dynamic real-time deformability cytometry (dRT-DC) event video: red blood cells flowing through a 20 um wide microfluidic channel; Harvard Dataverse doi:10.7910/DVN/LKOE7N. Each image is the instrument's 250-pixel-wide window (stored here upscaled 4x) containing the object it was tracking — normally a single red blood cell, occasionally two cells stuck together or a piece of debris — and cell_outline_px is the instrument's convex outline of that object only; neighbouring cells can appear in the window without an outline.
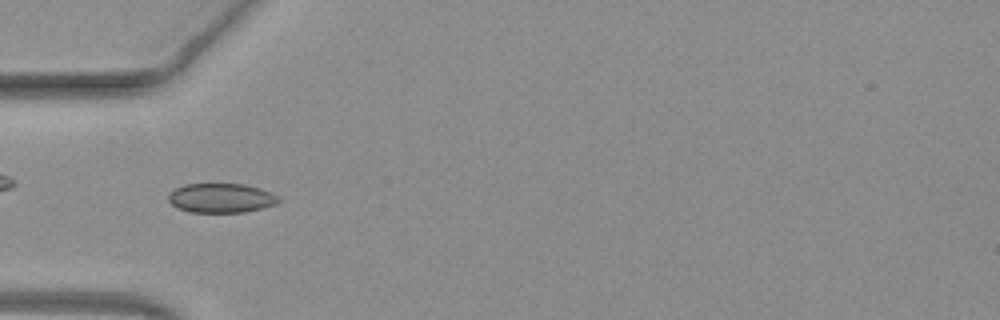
{"species": "common noctule bat (a hibernating species)", "species_latin": "Nyctalus noctula", "temperature_condition": "warm", "stored_images_in_passage": 50, "camera_frame_rate_fps": 3000, "um_per_image_px": 0.085, "animal": {"sex": "female", "body_mass_g": 19.3, "forearm_length_mm": 54.1}, "frame": {"image": 1, "passage_image": 16, "time_ms": 5.0, "image_size_px": [1000, 320], "cell_outline_px": [[280, 200], [276, 204], [244, 212], [188, 212], [176, 208], [168, 200], [168, 192], [184, 184], [244, 184], [260, 188], [272, 192], [280, 196]], "centroid_in_image_um": [18.78, 16.83], "position_along_channel_um": 66.2, "area_um2": 19.02}}
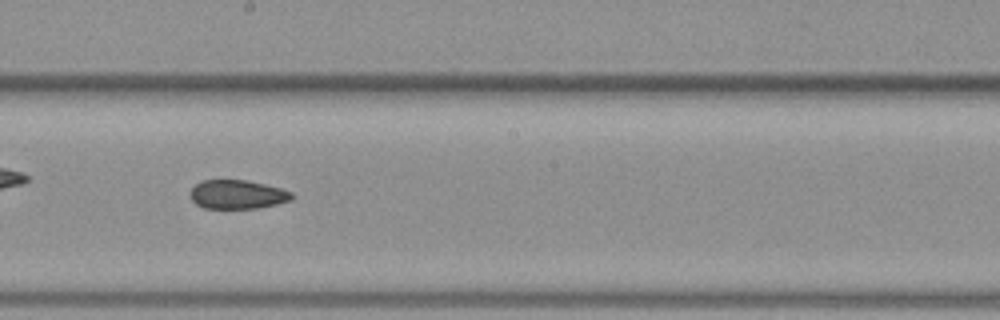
{"frame": {"image": 2, "passage_image": 28, "time_ms": 9.0, "image_size_px": [1000, 320], "cell_outline_px": [[292, 200], [260, 208], [204, 208], [196, 204], [192, 200], [192, 188], [196, 184], [204, 180], [244, 180], [264, 184], [280, 188], [292, 192]], "centroid_in_image_um": [20.2, 16.53], "position_along_channel_um": 228.0, "area_um2": 16.88}}
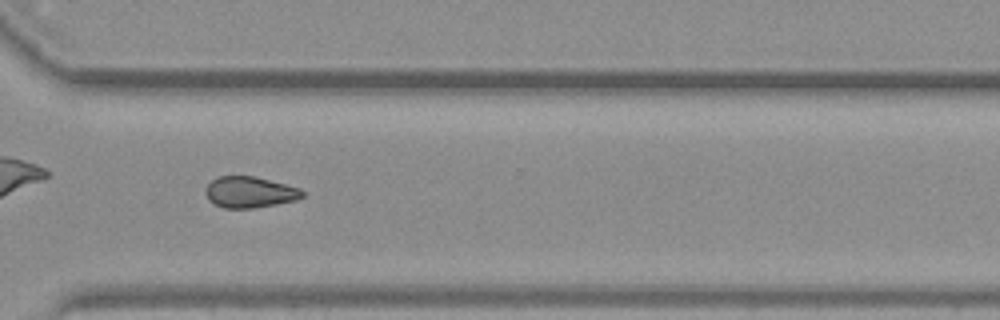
{"frame": {"image": 3, "passage_image": 37, "time_ms": 12.0, "image_size_px": [1000, 320], "cell_outline_px": [[304, 196], [296, 200], [276, 204], [252, 208], [224, 208], [208, 200], [204, 192], [208, 184], [216, 176], [252, 176], [300, 188], [304, 192]], "centroid_in_image_um": [21.2, 16.33], "position_along_channel_um": 349.4, "area_um2": 17.46}, "authors_computed_cell_mechanics": {"area_um2": 18.6116, "velocity_mm_per_s": 4.0425, "shape_relaxation_time_tau1_ms": null, "shape_relaxation_time_tau2_ms": 3.4222, "deformation_change_tau1": null, "deformation_change_tau2": 0.0583}}